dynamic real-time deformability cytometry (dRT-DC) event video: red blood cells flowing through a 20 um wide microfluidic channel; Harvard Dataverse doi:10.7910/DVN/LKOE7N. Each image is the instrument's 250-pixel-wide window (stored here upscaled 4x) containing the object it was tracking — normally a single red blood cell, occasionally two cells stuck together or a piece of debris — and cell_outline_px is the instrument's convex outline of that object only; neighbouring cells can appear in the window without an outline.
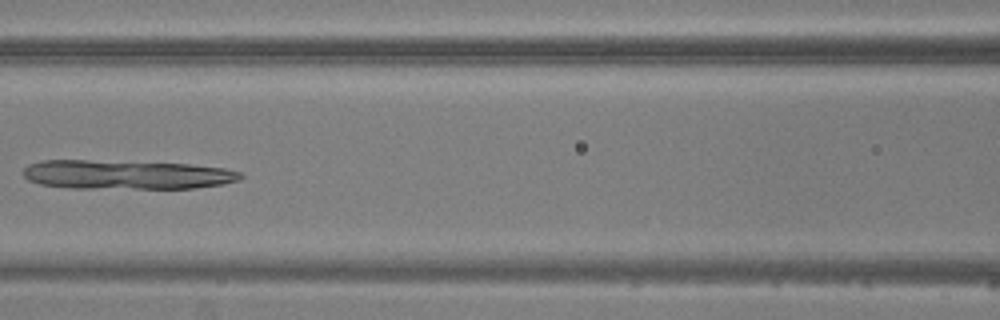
{"species": "common noctule bat (a hibernating species)", "species_latin": "Nyctalus noctula", "temperature_condition": "warm", "stored_images_in_passage": 7, "camera_frame_rate_fps": 3000, "um_per_image_px": 0.085, "animal": {"sex": "male", "body_mass_g": 20.5, "forearm_length_mm": 52.5}, "frame": {"image": 1, "passage_image": 7, "time_ms": 7.0, "image_size_px": [1000, 320], "cell_outline_px": [[244, 176], [240, 180], [224, 184], [196, 188], [72, 188], [40, 184], [28, 180], [24, 176], [24, 168], [28, 164], [44, 160], [84, 160], [188, 164], [224, 168], [244, 172]], "centroid_in_image_um": [10.8, 14.85], "position_along_channel_um": 155.8, "area_um2": 36.93}}